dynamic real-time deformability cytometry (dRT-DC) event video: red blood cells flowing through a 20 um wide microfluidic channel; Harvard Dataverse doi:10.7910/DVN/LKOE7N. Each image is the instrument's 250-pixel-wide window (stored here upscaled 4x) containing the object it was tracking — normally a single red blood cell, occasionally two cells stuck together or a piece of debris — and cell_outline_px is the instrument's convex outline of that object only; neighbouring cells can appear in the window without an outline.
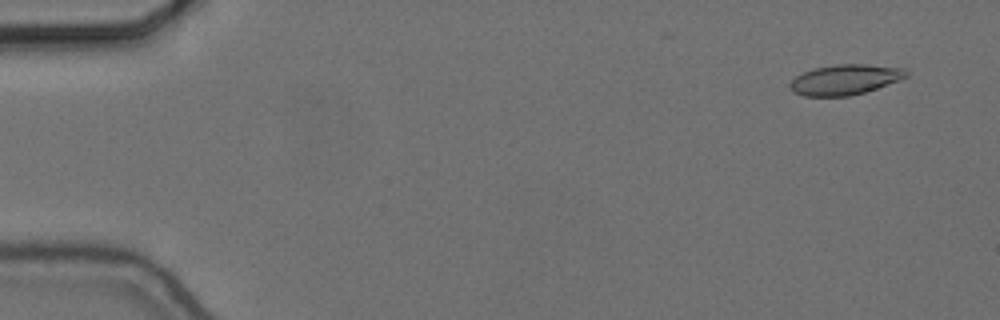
{"species": "common noctule bat (a hibernating species)", "species_latin": "Nyctalus noctula", "temperature_condition": "cold", "stored_images_in_passage": 12, "camera_frame_rate_fps": 3000, "um_per_image_px": 0.085, "animal": {"sex": "female", "body_mass_g": 24.6, "forearm_length_mm": 56.2}, "frame": {"image": 1, "passage_image": 4, "time_ms": 1.0, "image_size_px": [1000, 320], "cell_outline_px": [[908, 76], [900, 80], [864, 92], [848, 96], [804, 96], [792, 92], [788, 84], [796, 76], [812, 68], [836, 64], [868, 64], [904, 68], [908, 72]], "centroid_in_image_um": [71.81, 6.76], "position_along_channel_um": 13.2, "area_um2": 20.58}}